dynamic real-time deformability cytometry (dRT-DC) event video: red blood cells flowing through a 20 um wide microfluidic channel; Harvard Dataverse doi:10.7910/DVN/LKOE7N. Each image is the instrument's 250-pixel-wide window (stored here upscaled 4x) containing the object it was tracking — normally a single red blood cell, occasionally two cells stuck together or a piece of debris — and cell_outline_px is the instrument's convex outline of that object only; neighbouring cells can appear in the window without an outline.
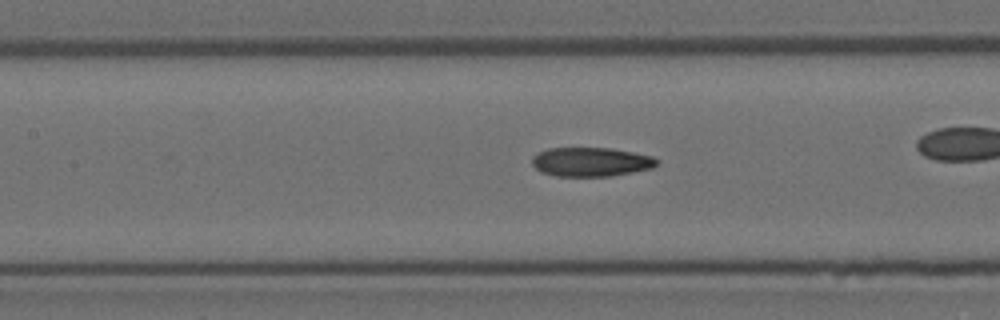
{"species": "Egyptian fruit bat (a non-hibernating species)", "species_latin": "Rousettus aegyptiacus", "temperature_condition": "room temperature", "stored_images_in_passage": 48, "camera_frame_rate_fps": 3000, "um_per_image_px": 0.085, "animal": {"sex": "female"}, "frame": {"image": 1, "passage_image": 21, "time_ms": 6.667, "image_size_px": [1000, 320], "cell_outline_px": [[656, 164], [652, 168], [612, 176], [556, 176], [540, 172], [532, 164], [532, 156], [548, 148], [612, 148], [652, 156], [656, 160]], "centroid_in_image_um": [50.19, 13.76], "position_along_channel_um": 157.2, "area_um2": 21.04}}
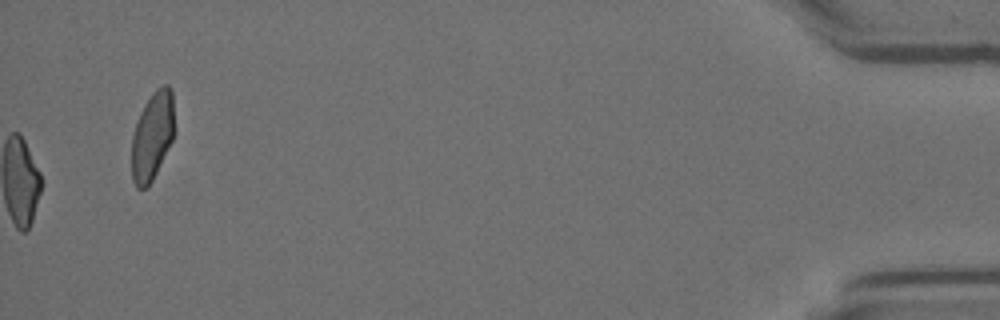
{"frame": {"image": 2, "passage_image": 48, "time_ms": 15.667, "image_size_px": [1000, 320], "cell_outline_px": [[172, 140], [152, 180], [144, 188], [136, 188], [132, 180], [132, 136], [136, 120], [144, 104], [152, 92], [156, 88], [164, 84], [168, 84], [172, 88]], "centroid_in_image_um": [12.91, 11.52], "position_along_channel_um": 422.3, "area_um2": 21.62}}